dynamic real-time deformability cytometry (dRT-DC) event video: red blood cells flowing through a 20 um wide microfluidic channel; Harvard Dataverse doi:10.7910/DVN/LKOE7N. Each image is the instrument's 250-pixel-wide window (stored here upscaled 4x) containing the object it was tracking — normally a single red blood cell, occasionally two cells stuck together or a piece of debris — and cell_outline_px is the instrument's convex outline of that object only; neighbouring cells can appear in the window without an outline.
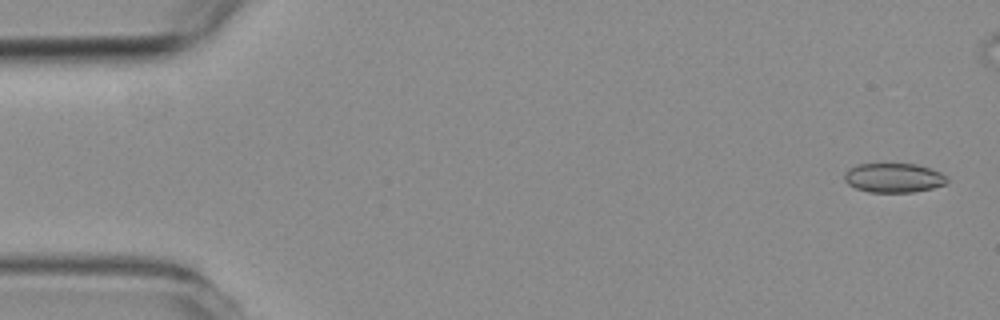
{"species": "common noctule bat (a hibernating species)", "species_latin": "Nyctalus noctula", "temperature_condition": "room temperature", "stored_images_in_passage": 2, "camera_frame_rate_fps": 3000, "um_per_image_px": 0.085, "animal": {"sex": "female", "body_mass_g": 19.3, "forearm_length_mm": 54.1}, "frame": {"image": 1, "passage_image": 2, "time_ms": 2.0, "image_size_px": [1000, 320], "cell_outline_px": [[948, 180], [944, 184], [932, 188], [912, 192], [868, 192], [856, 188], [848, 184], [844, 180], [844, 176], [848, 168], [860, 164], [916, 164], [940, 172], [948, 176]], "centroid_in_image_um": [75.95, 15.12], "position_along_channel_um": 9.0, "area_um2": 17.46}}